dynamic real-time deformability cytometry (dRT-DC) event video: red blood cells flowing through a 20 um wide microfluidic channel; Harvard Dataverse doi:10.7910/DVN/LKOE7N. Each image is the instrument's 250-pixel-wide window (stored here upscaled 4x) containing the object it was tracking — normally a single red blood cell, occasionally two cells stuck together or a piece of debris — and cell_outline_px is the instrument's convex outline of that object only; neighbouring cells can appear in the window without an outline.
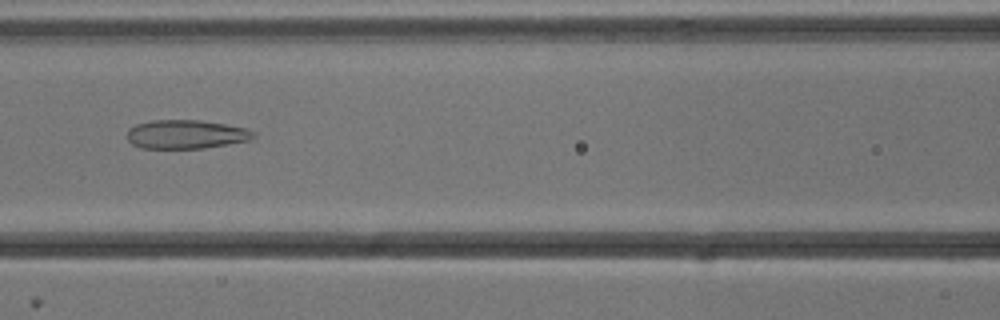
{"species": "common noctule bat (a hibernating species)", "species_latin": "Nyctalus noctula", "temperature_condition": "cold", "stored_images_in_passage": 48, "camera_frame_rate_fps": 3000, "um_per_image_px": 0.085, "animal": {"sex": "male", "body_mass_g": 13.3}, "frame": {"image": 1, "passage_image": 18, "time_ms": 5.667, "image_size_px": [1000, 320], "cell_outline_px": [[256, 136], [252, 140], [204, 148], [140, 148], [132, 144], [128, 140], [128, 128], [136, 124], [152, 120], [200, 120], [248, 128], [256, 132]], "centroid_in_image_um": [15.85, 11.41], "position_along_channel_um": 150.8, "area_um2": 21.39}}
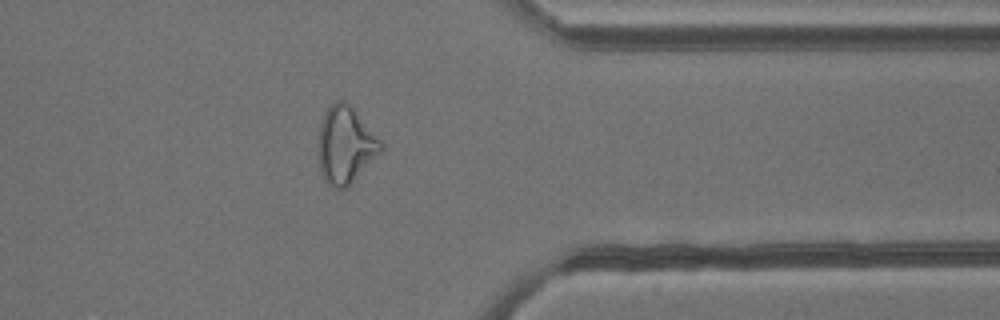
{"frame": {"image": 2, "passage_image": 37, "time_ms": 12.0, "image_size_px": [1000, 320], "cell_outline_px": [[384, 148], [352, 184], [348, 188], [336, 188], [328, 184], [320, 168], [320, 124], [324, 112], [336, 100], [344, 100], [352, 108], [384, 144]], "centroid_in_image_um": [29.39, 12.34], "position_along_channel_um": 382.0, "area_um2": 27.46}}
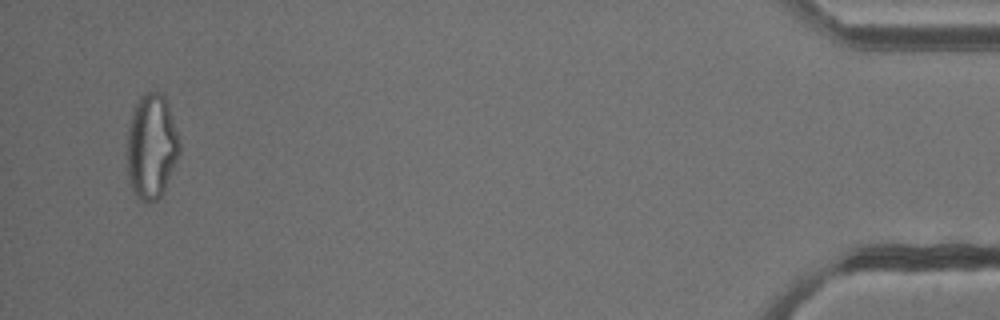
{"frame": {"image": 3, "passage_image": 46, "time_ms": 15.0, "image_size_px": [1000, 320], "cell_outline_px": [[180, 152], [164, 188], [160, 196], [156, 200], [148, 204], [140, 200], [132, 192], [128, 176], [128, 124], [132, 112], [140, 96], [144, 92], [164, 92], [168, 104], [180, 144]], "centroid_in_image_um": [12.86, 12.44], "position_along_channel_um": 422.3, "area_um2": 31.91}, "authors_computed_cell_mechanics": {"area_um2": 27.5128, "velocity_mm_per_s": 3.8373, "shape_relaxation_time_tau1_ms": null, "shape_relaxation_time_tau2_ms": 2.2475, "deformation_change_tau1": null, "deformation_change_tau2": 0.1211}}